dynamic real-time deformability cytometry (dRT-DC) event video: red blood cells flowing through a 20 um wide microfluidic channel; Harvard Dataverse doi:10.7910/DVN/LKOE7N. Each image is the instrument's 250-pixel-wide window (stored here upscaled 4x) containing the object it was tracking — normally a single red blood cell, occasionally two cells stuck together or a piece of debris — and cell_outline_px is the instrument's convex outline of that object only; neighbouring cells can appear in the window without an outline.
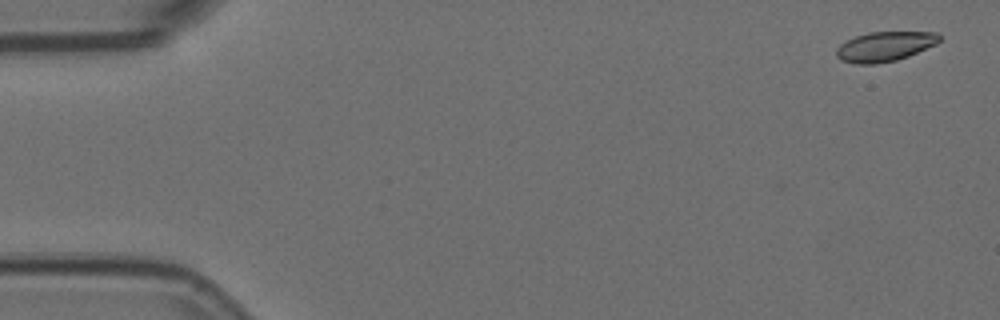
{"species": "Egyptian fruit bat (a non-hibernating species)", "species_latin": "Rousettus aegyptiacus", "temperature_condition": "room temperature", "stored_images_in_passage": 5, "camera_frame_rate_fps": 3000, "um_per_image_px": 0.085, "animal": {"sex": "female"}, "frame": {"image": 1, "passage_image": 1, "time_ms": 0.0, "image_size_px": [1000, 320], "cell_outline_px": [[940, 40], [936, 44], [908, 56], [896, 60], [876, 64], [856, 64], [840, 60], [836, 56], [836, 48], [840, 44], [856, 36], [868, 32], [936, 32], [940, 36]], "centroid_in_image_um": [75.18, 3.95], "position_along_channel_um": 9.8, "area_um2": 17.8}}
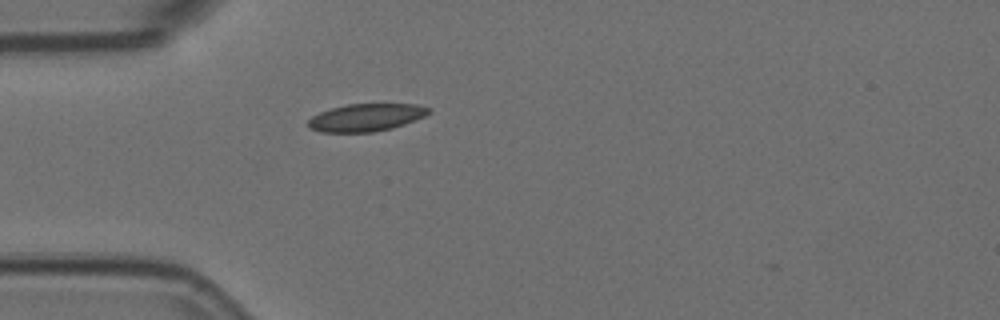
{"frame": {"image": 2, "passage_image": 5, "time_ms": 1.333, "image_size_px": [1000, 320], "cell_outline_px": [[432, 108], [424, 116], [404, 124], [392, 128], [372, 132], [320, 132], [308, 128], [308, 120], [312, 116], [320, 112], [332, 108], [348, 104], [416, 104]], "centroid_in_image_um": [31.09, 9.99], "position_along_channel_um": 53.9, "area_um2": 19.25}}